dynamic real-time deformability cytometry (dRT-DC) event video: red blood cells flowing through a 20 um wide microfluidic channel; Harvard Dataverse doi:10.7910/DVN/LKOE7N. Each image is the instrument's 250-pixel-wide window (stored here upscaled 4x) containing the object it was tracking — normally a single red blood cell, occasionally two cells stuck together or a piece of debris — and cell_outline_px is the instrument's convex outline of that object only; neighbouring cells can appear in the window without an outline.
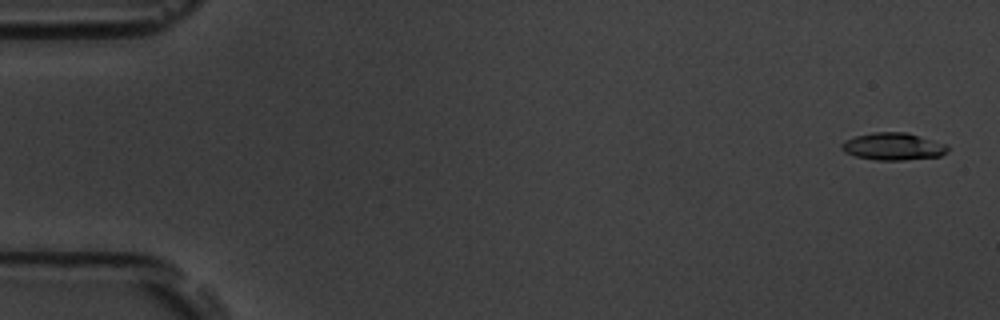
{"species": "common noctule bat (a hibernating species)", "species_latin": "Nyctalus noctula", "temperature_condition": "room temperature", "stored_images_in_passage": 54, "camera_frame_rate_fps": 3000, "um_per_image_px": 0.085, "animal": {"sex": "male", "body_mass_g": 19.5, "forearm_length_mm": 54.6}, "frame": {"image": 1, "passage_image": 2, "time_ms": 0.333, "image_size_px": [1000, 320], "cell_outline_px": [[948, 152], [940, 156], [904, 160], [876, 160], [856, 156], [844, 152], [840, 148], [840, 144], [844, 140], [856, 136], [872, 132], [904, 132], [920, 136], [948, 144]], "centroid_in_image_um": [75.91, 12.45], "position_along_channel_um": 9.1, "area_um2": 16.99}}
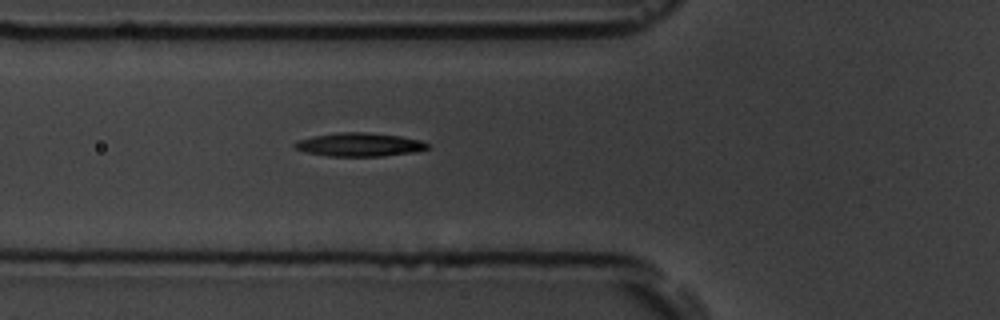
{"frame": {"image": 2, "passage_image": 20, "time_ms": 6.333, "image_size_px": [1000, 320], "cell_outline_px": [[428, 148], [416, 152], [380, 156], [328, 156], [308, 152], [296, 148], [292, 144], [296, 140], [312, 136], [336, 132], [364, 132], [400, 136], [420, 140], [428, 144]], "centroid_in_image_um": [30.52, 12.28], "position_along_channel_um": 95.3, "area_um2": 18.15}}
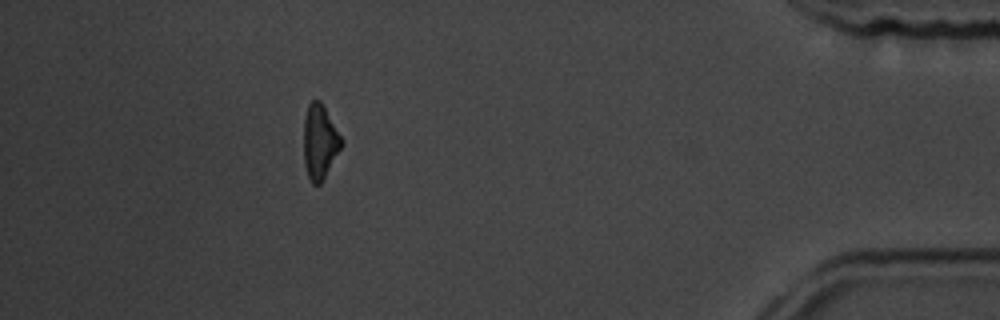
{"frame": {"image": 3, "passage_image": 49, "time_ms": 16.0, "image_size_px": [1000, 320], "cell_outline_px": [[344, 144], [320, 184], [312, 184], [308, 176], [304, 164], [304, 120], [308, 104], [312, 100], [320, 100], [340, 136]], "centroid_in_image_um": [27.17, 12.07], "position_along_channel_um": 408.0, "area_um2": 16.13}, "authors_computed_cell_mechanics": {"area_um2": 17.1666, "velocity_mm_per_s": 3.7793, "shape_relaxation_time_tau1_ms": 5.7448, "shape_relaxation_time_tau2_ms": null, "deformation_change_tau1": 0.1511, "deformation_change_tau2": null}}